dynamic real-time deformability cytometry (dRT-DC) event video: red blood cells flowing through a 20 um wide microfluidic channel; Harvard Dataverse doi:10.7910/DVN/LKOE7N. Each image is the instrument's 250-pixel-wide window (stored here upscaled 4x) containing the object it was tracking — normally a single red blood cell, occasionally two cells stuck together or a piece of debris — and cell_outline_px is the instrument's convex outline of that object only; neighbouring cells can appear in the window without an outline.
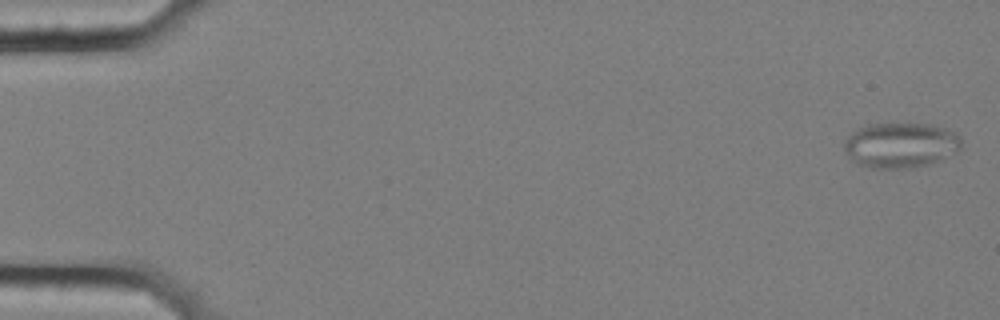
{"species": "common noctule bat (a hibernating species)", "species_latin": "Nyctalus noctula", "temperature_condition": "cold", "stored_images_in_passage": 57, "segment_of_instrument_passage": [1, 2], "camera_frame_rate_fps": 3000, "um_per_image_px": 0.085, "animal": {"sex": "female", "body_mass_g": 25.1}, "frame": {"image": 1, "passage_image": 1, "time_ms": 0.0, "image_size_px": [1000, 320], "cell_outline_px": [[960, 148], [956, 152], [940, 160], [928, 164], [912, 168], [872, 168], [856, 164], [848, 156], [844, 148], [844, 140], [856, 128], [868, 124], [932, 124], [948, 128], [956, 132], [960, 136]], "centroid_in_image_um": [76.54, 12.33], "position_along_channel_um": 8.5, "area_um2": 31.15}}
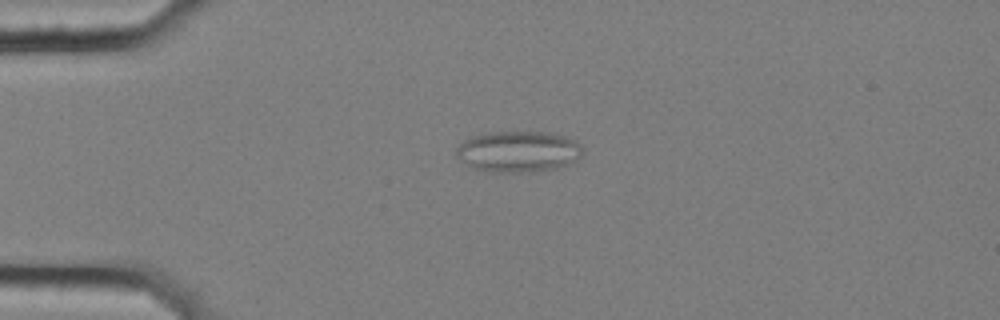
{"frame": {"image": 2, "passage_image": 14, "time_ms": 4.333, "image_size_px": [1000, 320], "cell_outline_px": [[584, 152], [576, 160], [556, 168], [532, 172], [488, 172], [472, 168], [460, 160], [456, 156], [456, 148], [464, 140], [472, 136], [484, 132], [544, 132], [564, 136], [576, 140], [584, 148]], "centroid_in_image_um": [44.04, 12.88], "position_along_channel_um": 41.0, "area_um2": 30.52}}